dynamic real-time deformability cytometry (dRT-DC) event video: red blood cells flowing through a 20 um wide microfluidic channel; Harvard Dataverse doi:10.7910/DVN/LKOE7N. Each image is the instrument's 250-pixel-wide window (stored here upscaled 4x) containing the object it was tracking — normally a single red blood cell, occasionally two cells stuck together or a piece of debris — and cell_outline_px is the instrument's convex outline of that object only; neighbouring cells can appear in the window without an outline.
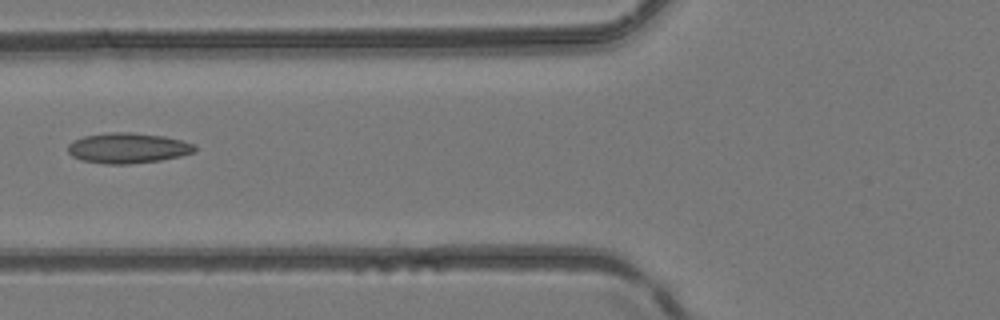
{"species": "common noctule bat (a hibernating species)", "species_latin": "Nyctalus noctula", "temperature_condition": "room temperature", "stored_images_in_passage": 6, "camera_frame_rate_fps": 3000, "um_per_image_px": 0.085, "animal": {"sex": "female", "body_mass_g": 24.6, "forearm_length_mm": 56.2}, "frame": {"image": 1, "passage_image": 6, "time_ms": 1.667, "image_size_px": [1000, 320], "cell_outline_px": [[196, 152], [180, 156], [160, 160], [128, 164], [104, 164], [80, 160], [72, 156], [68, 152], [68, 144], [72, 140], [84, 136], [112, 132], [132, 132], [164, 136], [196, 144]], "centroid_in_image_um": [10.86, 12.58], "position_along_channel_um": 114.9, "area_um2": 22.6}}